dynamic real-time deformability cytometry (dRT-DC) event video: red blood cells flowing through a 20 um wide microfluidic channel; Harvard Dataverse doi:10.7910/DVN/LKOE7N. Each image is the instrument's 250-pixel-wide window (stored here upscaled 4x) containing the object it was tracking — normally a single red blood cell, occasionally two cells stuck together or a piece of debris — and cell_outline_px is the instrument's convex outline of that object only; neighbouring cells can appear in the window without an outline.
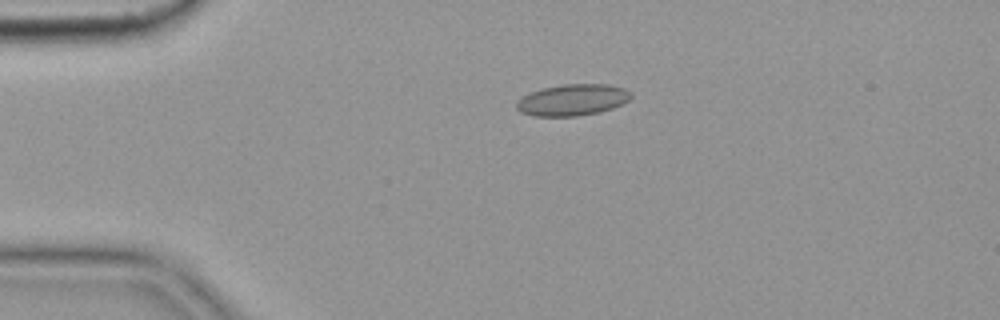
{"species": "common noctule bat (a hibernating species)", "species_latin": "Nyctalus noctula", "temperature_condition": "cold", "stored_images_in_passage": 36, "camera_frame_rate_fps": 3000, "um_per_image_px": 0.085, "animal": {"sex": "female", "body_mass_g": 19.9}, "frame": {"image": 1, "passage_image": 1, "time_ms": 0.0, "image_size_px": [1000, 320], "cell_outline_px": [[632, 96], [628, 100], [612, 108], [600, 112], [576, 116], [532, 116], [520, 112], [516, 108], [516, 100], [532, 92], [544, 88], [564, 84], [608, 84], [624, 88]], "centroid_in_image_um": [48.63, 8.5], "position_along_channel_um": 36.4, "area_um2": 20.81}}
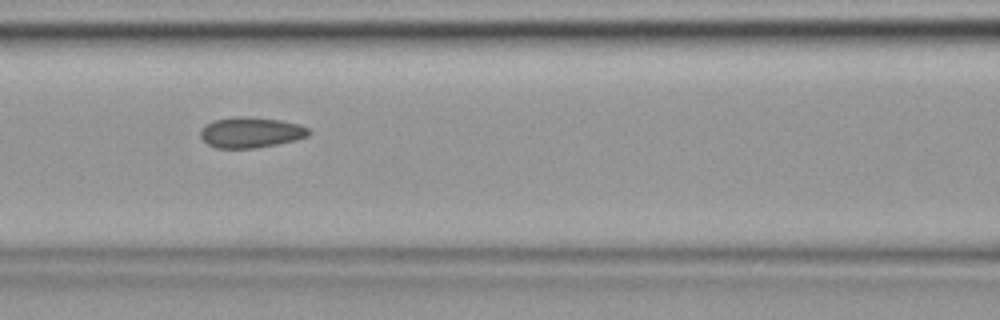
{"frame": {"image": 2, "passage_image": 13, "time_ms": 4.0, "image_size_px": [1000, 320], "cell_outline_px": [[312, 132], [308, 136], [296, 140], [276, 144], [252, 148], [216, 148], [208, 144], [200, 136], [200, 128], [212, 120], [236, 116], [244, 116], [280, 120], [300, 124], [308, 128]], "centroid_in_image_um": [21.31, 11.24], "position_along_channel_um": 145.3, "area_um2": 19.42}}
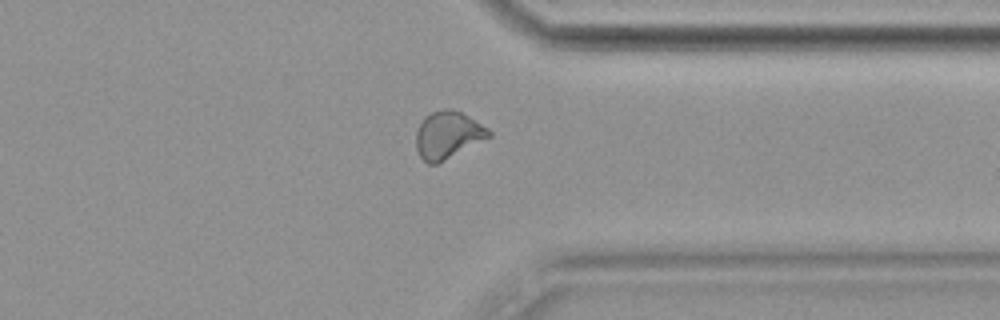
{"frame": {"image": 3, "passage_image": 32, "time_ms": 10.333, "image_size_px": [1000, 320], "cell_outline_px": [[492, 136], [436, 164], [428, 164], [420, 156], [416, 148], [416, 128], [424, 116], [432, 112], [444, 108], [452, 108], [468, 116], [488, 128], [492, 132]], "centroid_in_image_um": [38.05, 11.45], "position_along_channel_um": 373.4, "area_um2": 20.06}, "authors_computed_cell_mechanics": {"area_um2": 19.4208, "velocity_mm_per_s": 3.6345, "shape_relaxation_time_tau1_ms": null, "shape_relaxation_time_tau2_ms": 1.3561, "deformation_change_tau1": null, "deformation_change_tau2": 0.0652}}